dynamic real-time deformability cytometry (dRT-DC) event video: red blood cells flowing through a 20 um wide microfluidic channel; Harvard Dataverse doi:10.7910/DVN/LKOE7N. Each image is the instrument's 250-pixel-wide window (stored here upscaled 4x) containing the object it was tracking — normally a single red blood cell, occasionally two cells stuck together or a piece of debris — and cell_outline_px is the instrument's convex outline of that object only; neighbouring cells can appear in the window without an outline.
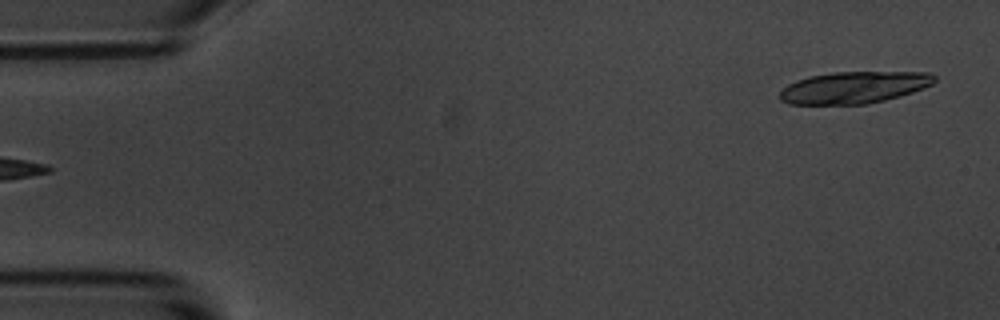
{"species": "common noctule bat (a hibernating species)", "species_latin": "Nyctalus noctula", "temperature_condition": "room temperature", "stored_images_in_passage": 4, "segment_of_instrument_passage": [2, 2], "camera_frame_rate_fps": 3000, "um_per_image_px": 0.085, "animal": {"sex": "male", "body_mass_g": 20.1, "forearm_length_mm": 53.5}, "frame": {"image": 1, "passage_image": 4, "time_ms": 4.333, "image_size_px": [1000, 320], "cell_outline_px": [[936, 80], [932, 84], [924, 88], [900, 96], [868, 104], [788, 104], [780, 100], [780, 92], [788, 84], [796, 80], [808, 76], [836, 72], [932, 72], [936, 76]], "centroid_in_image_um": [72.61, 7.43], "position_along_channel_um": 12.4, "area_um2": 28.78}}